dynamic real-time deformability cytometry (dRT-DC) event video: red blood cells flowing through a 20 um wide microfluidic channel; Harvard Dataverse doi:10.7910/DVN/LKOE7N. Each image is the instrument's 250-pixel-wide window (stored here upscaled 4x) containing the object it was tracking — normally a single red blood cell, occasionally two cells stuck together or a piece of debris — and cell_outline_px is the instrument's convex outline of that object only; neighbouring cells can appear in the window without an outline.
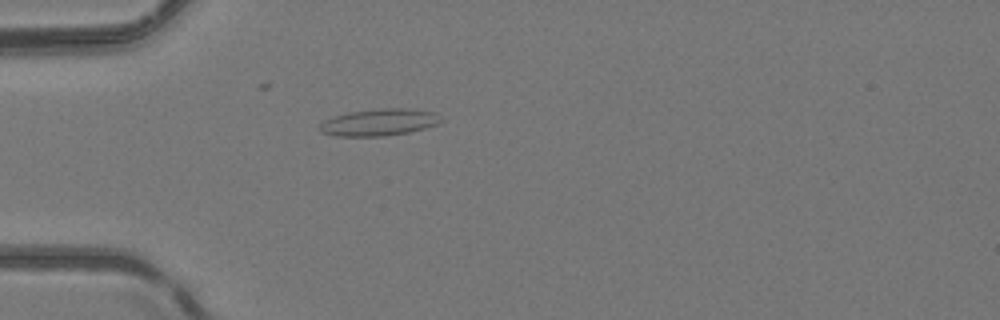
{"species": "common noctule bat (a hibernating species)", "species_latin": "Nyctalus noctula", "temperature_condition": "room temperature", "stored_images_in_passage": 38, "camera_frame_rate_fps": 3000, "um_per_image_px": 0.085, "animal": {"sex": "female", "body_mass_g": 24.6, "forearm_length_mm": 56.2}, "frame": {"image": 1, "passage_image": 2, "time_ms": 0.333, "image_size_px": [1000, 320], "cell_outline_px": [[440, 120], [436, 124], [424, 128], [408, 132], [384, 136], [336, 136], [320, 132], [320, 124], [324, 120], [348, 112], [384, 108], [404, 108], [432, 112]], "centroid_in_image_um": [32.15, 10.4], "position_along_channel_um": 52.9, "area_um2": 18.55}}
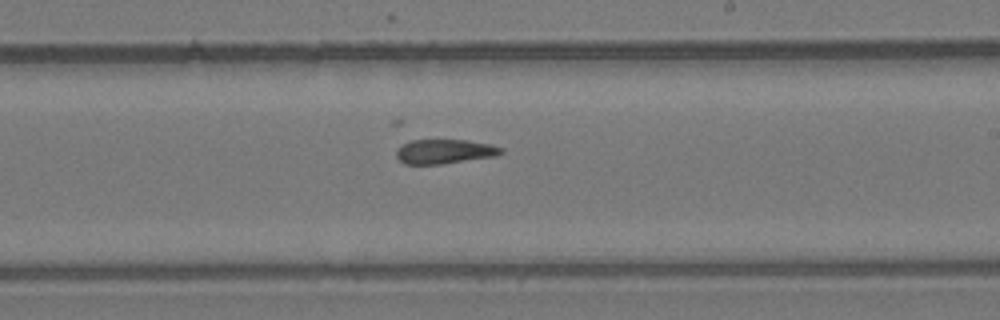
{"frame": {"image": 2, "passage_image": 17, "time_ms": 5.333, "image_size_px": [1000, 320], "cell_outline_px": [[504, 152], [496, 156], [440, 164], [404, 164], [396, 156], [396, 148], [412, 140], [464, 140], [488, 144], [504, 148]], "centroid_in_image_um": [37.78, 12.88], "position_along_channel_um": 251.2, "area_um2": 14.8}}
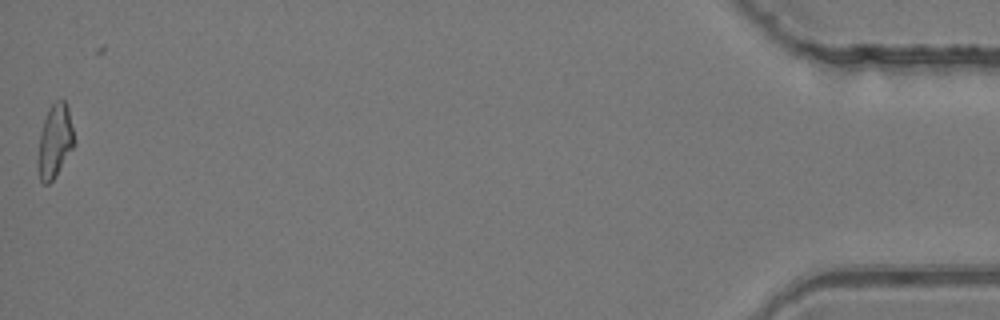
{"frame": {"image": 3, "passage_image": 37, "time_ms": 12.0, "image_size_px": [1000, 320], "cell_outline_px": [[76, 144], [52, 180], [48, 184], [44, 184], [40, 180], [36, 164], [36, 160], [40, 132], [48, 108], [60, 96], [64, 100], [68, 108]], "centroid_in_image_um": [4.64, 11.98], "position_along_channel_um": 430.6, "area_um2": 15.78}}